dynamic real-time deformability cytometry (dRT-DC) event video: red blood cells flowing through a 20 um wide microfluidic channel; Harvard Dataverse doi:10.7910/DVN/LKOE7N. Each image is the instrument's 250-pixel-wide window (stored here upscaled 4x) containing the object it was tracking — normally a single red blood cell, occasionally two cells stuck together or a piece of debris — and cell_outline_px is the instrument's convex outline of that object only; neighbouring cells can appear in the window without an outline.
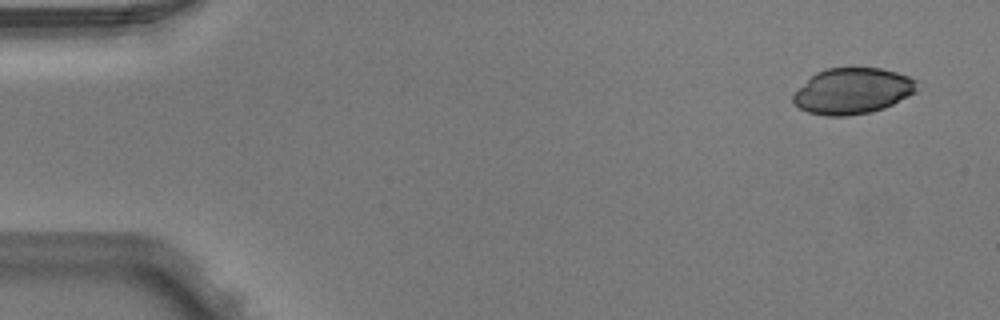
{"species": "Egyptian fruit bat (a non-hibernating species)", "species_latin": "Rousettus aegyptiacus", "temperature_condition": "warm", "stored_images_in_passage": 4, "camera_frame_rate_fps": 3000, "um_per_image_px": 0.085, "animal": {"sex": "male"}, "frame": {"image": 1, "passage_image": 1, "time_ms": 0.0, "image_size_px": [1000, 320], "cell_outline_px": [[916, 92], [884, 108], [868, 112], [848, 116], [824, 116], [808, 112], [800, 108], [792, 100], [792, 96], [816, 72], [824, 68], [880, 68], [896, 72], [908, 76], [916, 80]], "centroid_in_image_um": [72.47, 7.74], "position_along_channel_um": 12.5, "area_um2": 32.83}}